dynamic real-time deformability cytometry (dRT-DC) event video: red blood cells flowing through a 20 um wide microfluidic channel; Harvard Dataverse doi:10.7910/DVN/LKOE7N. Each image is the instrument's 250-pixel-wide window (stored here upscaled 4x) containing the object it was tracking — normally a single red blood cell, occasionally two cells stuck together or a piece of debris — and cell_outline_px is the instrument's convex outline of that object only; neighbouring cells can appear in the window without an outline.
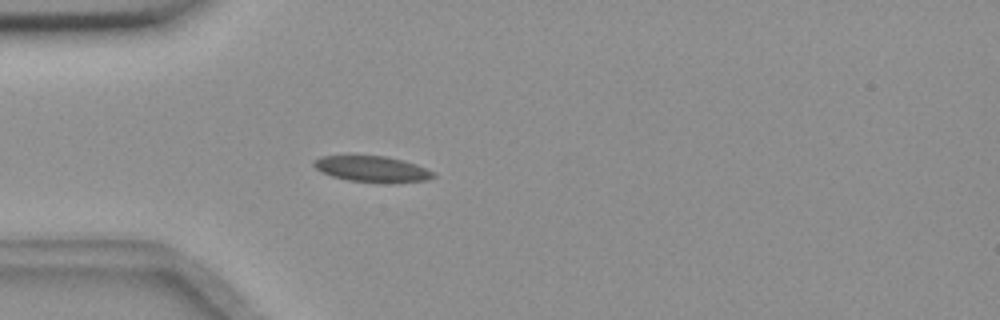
{"species": "common noctule bat (a hibernating species)", "species_latin": "Nyctalus noctula", "temperature_condition": "room temperature", "stored_images_in_passage": 41, "camera_frame_rate_fps": 3000, "um_per_image_px": 0.085, "animal": {"sex": "female", "body_mass_g": 18.4}, "frame": {"image": 1, "passage_image": 1, "time_ms": 0.0, "image_size_px": [1000, 320], "cell_outline_px": [[436, 176], [428, 180], [396, 184], [376, 184], [348, 180], [332, 176], [316, 168], [312, 164], [312, 160], [320, 156], [388, 156], [404, 160], [416, 164], [436, 172]], "centroid_in_image_um": [31.71, 14.39], "position_along_channel_um": 53.3, "area_um2": 18.67}}
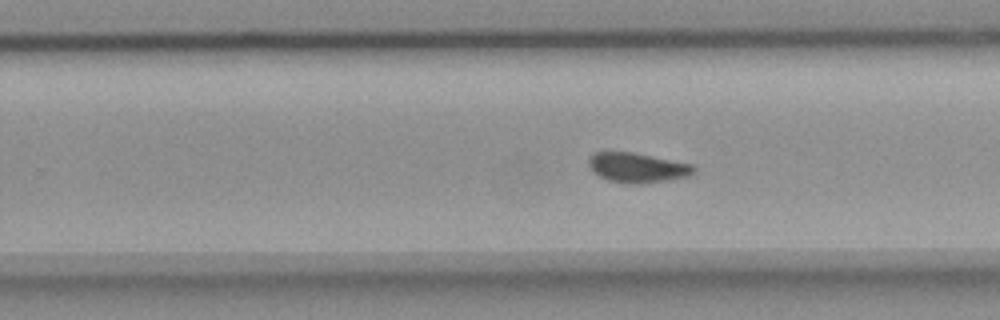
{"frame": {"image": 2, "passage_image": 20, "time_ms": 6.333, "image_size_px": [1000, 320], "cell_outline_px": [[696, 168], [688, 176], [668, 180], [640, 184], [628, 184], [608, 180], [600, 176], [588, 164], [588, 160], [592, 152], [632, 152], [692, 164]], "centroid_in_image_um": [54.16, 14.25], "position_along_channel_um": 275.6, "area_um2": 18.03}}
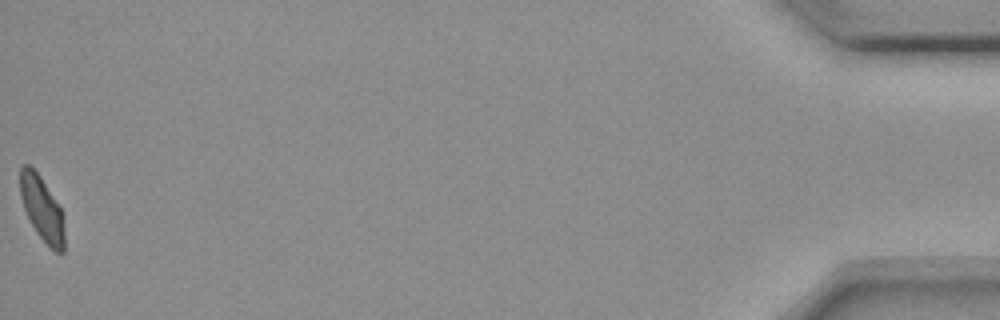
{"frame": {"image": 3, "passage_image": 41, "time_ms": 13.333, "image_size_px": [1000, 320], "cell_outline_px": [[64, 252], [56, 252], [36, 232], [24, 208], [20, 196], [20, 168], [24, 164], [28, 164], [40, 176], [60, 208], [64, 220]], "centroid_in_image_um": [3.56, 17.73], "position_along_channel_um": 431.6, "area_um2": 16.24}, "authors_computed_cell_mechanics": {"area_um2": 18.0336, "velocity_mm_per_s": 3.646, "shape_relaxation_time_tau1_ms": null, "shape_relaxation_time_tau2_ms": 4.5721, "deformation_change_tau1": null, "deformation_change_tau2": 0.0612}}